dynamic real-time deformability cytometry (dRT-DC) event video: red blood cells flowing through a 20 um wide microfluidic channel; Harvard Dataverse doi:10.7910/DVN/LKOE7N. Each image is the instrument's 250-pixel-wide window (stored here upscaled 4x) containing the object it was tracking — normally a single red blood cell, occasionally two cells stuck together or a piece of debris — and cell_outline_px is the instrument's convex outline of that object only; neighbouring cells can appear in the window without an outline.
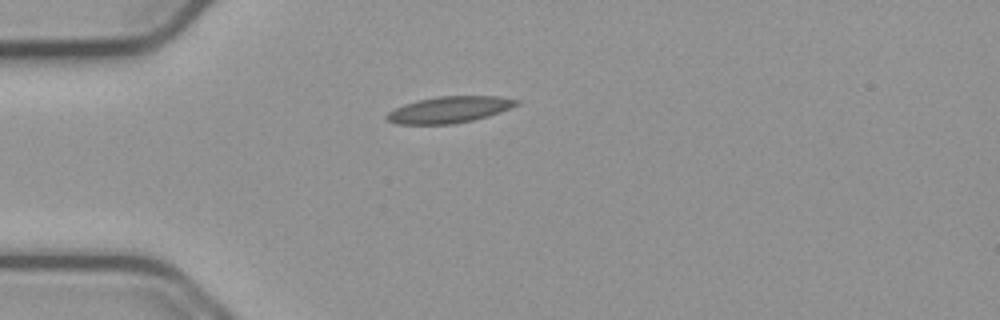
{"species": "common noctule bat (a hibernating species)", "species_latin": "Nyctalus noctula", "temperature_condition": "cold", "stored_images_in_passage": 35, "camera_frame_rate_fps": 3000, "um_per_image_px": 0.085, "animal": {"sex": "male", "body_mass_g": 23.1, "forearm_length_mm": 52.7}, "frame": {"image": 1, "passage_image": 1, "time_ms": 0.0, "image_size_px": [1000, 320], "cell_outline_px": [[520, 104], [488, 116], [472, 120], [452, 124], [396, 124], [388, 120], [384, 116], [388, 112], [404, 104], [416, 100], [436, 96], [500, 96], [520, 100]], "centroid_in_image_um": [38.19, 9.31], "position_along_channel_um": 46.8, "area_um2": 20.0}}
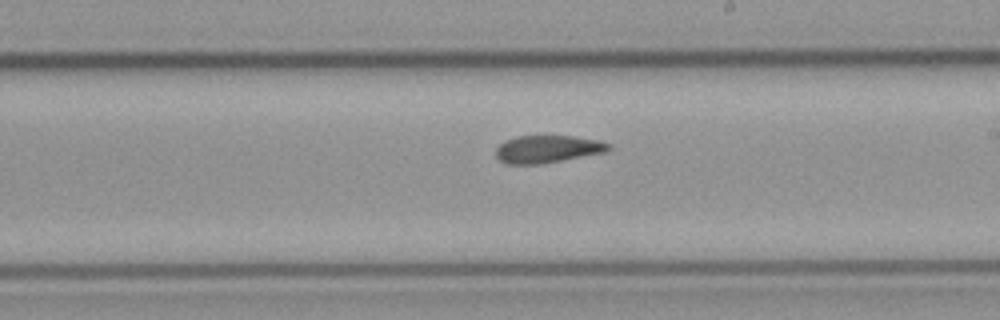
{"frame": {"image": 2, "passage_image": 18, "time_ms": 5.667, "image_size_px": [1000, 320], "cell_outline_px": [[612, 148], [604, 152], [540, 164], [508, 164], [500, 160], [496, 156], [496, 148], [504, 140], [516, 136], [572, 136], [600, 140], [608, 144]], "centroid_in_image_um": [46.51, 12.66], "position_along_channel_um": 242.5, "area_um2": 17.92}}
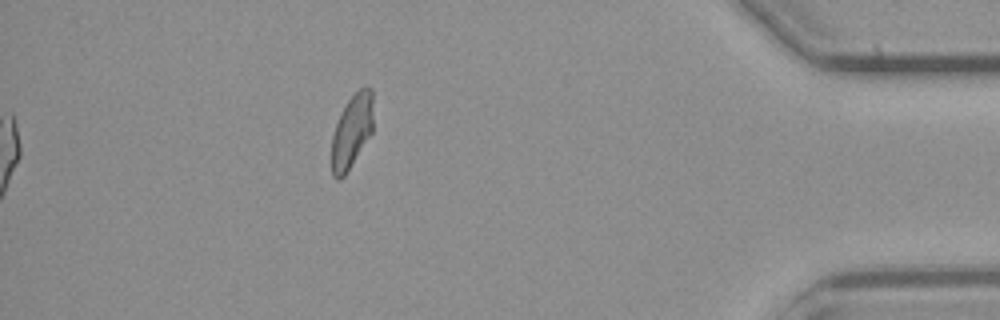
{"frame": {"image": 3, "passage_image": 35, "time_ms": 11.333, "image_size_px": [1000, 320], "cell_outline_px": [[372, 132], [344, 176], [340, 180], [336, 180], [332, 176], [332, 136], [336, 124], [348, 100], [364, 84], [372, 88]], "centroid_in_image_um": [29.9, 11.15], "position_along_channel_um": 405.3, "area_um2": 17.57}, "authors_computed_cell_mechanics": {"area_um2": 18.6116, "velocity_mm_per_s": 3.7475, "shape_relaxation_time_tau1_ms": null, "shape_relaxation_time_tau2_ms": 3.1422, "deformation_change_tau1": null, "deformation_change_tau2": 0.0903}}